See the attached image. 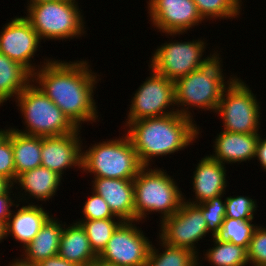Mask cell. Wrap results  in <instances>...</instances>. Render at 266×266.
I'll use <instances>...</instances> for the list:
<instances>
[{"label":"cell","mask_w":266,"mask_h":266,"mask_svg":"<svg viewBox=\"0 0 266 266\" xmlns=\"http://www.w3.org/2000/svg\"><path fill=\"white\" fill-rule=\"evenodd\" d=\"M205 43L201 40L189 42H171L160 46L151 58L150 68L156 73L176 82L205 66L217 54L201 59Z\"/></svg>","instance_id":"9c48e42d"},{"label":"cell","mask_w":266,"mask_h":266,"mask_svg":"<svg viewBox=\"0 0 266 266\" xmlns=\"http://www.w3.org/2000/svg\"><path fill=\"white\" fill-rule=\"evenodd\" d=\"M247 258L253 266H266V228L256 227L249 242Z\"/></svg>","instance_id":"1f68e13d"},{"label":"cell","mask_w":266,"mask_h":266,"mask_svg":"<svg viewBox=\"0 0 266 266\" xmlns=\"http://www.w3.org/2000/svg\"><path fill=\"white\" fill-rule=\"evenodd\" d=\"M133 184L136 222L146 218V212L150 211L161 212L163 221L178 211L185 200L175 181L164 170L143 166Z\"/></svg>","instance_id":"277c9868"},{"label":"cell","mask_w":266,"mask_h":266,"mask_svg":"<svg viewBox=\"0 0 266 266\" xmlns=\"http://www.w3.org/2000/svg\"><path fill=\"white\" fill-rule=\"evenodd\" d=\"M251 223L252 220L225 218L220 233L216 237L222 241H227L248 249L249 242L257 227Z\"/></svg>","instance_id":"83f0119b"},{"label":"cell","mask_w":266,"mask_h":266,"mask_svg":"<svg viewBox=\"0 0 266 266\" xmlns=\"http://www.w3.org/2000/svg\"><path fill=\"white\" fill-rule=\"evenodd\" d=\"M9 191L0 195V222L7 223L12 211L9 209L13 204Z\"/></svg>","instance_id":"e575fe53"},{"label":"cell","mask_w":266,"mask_h":266,"mask_svg":"<svg viewBox=\"0 0 266 266\" xmlns=\"http://www.w3.org/2000/svg\"><path fill=\"white\" fill-rule=\"evenodd\" d=\"M83 214L85 216V219L83 220H99L113 217L114 219L116 218L107 202L94 191L92 192V196L88 198L84 204Z\"/></svg>","instance_id":"d6a6232c"},{"label":"cell","mask_w":266,"mask_h":266,"mask_svg":"<svg viewBox=\"0 0 266 266\" xmlns=\"http://www.w3.org/2000/svg\"><path fill=\"white\" fill-rule=\"evenodd\" d=\"M79 132L78 128L74 133L62 136H41V166L60 176H62L63 170L74 165L82 168V145L77 137Z\"/></svg>","instance_id":"9a60e30c"},{"label":"cell","mask_w":266,"mask_h":266,"mask_svg":"<svg viewBox=\"0 0 266 266\" xmlns=\"http://www.w3.org/2000/svg\"><path fill=\"white\" fill-rule=\"evenodd\" d=\"M160 229L159 238L163 242L190 249L193 253L197 252L194 245L208 233L202 211L195 204L185 201L182 202L178 211L161 221Z\"/></svg>","instance_id":"7c38bea8"},{"label":"cell","mask_w":266,"mask_h":266,"mask_svg":"<svg viewBox=\"0 0 266 266\" xmlns=\"http://www.w3.org/2000/svg\"><path fill=\"white\" fill-rule=\"evenodd\" d=\"M219 60V54H217L205 66L174 82L175 104L188 106L185 109H176L180 115L191 118V113L186 110L189 106L217 110L226 88Z\"/></svg>","instance_id":"3957f363"},{"label":"cell","mask_w":266,"mask_h":266,"mask_svg":"<svg viewBox=\"0 0 266 266\" xmlns=\"http://www.w3.org/2000/svg\"><path fill=\"white\" fill-rule=\"evenodd\" d=\"M10 129L0 130V143L8 136Z\"/></svg>","instance_id":"b9f144b4"},{"label":"cell","mask_w":266,"mask_h":266,"mask_svg":"<svg viewBox=\"0 0 266 266\" xmlns=\"http://www.w3.org/2000/svg\"><path fill=\"white\" fill-rule=\"evenodd\" d=\"M258 133L220 132L215 139V154L210 157L223 165L227 163L242 162L255 158Z\"/></svg>","instance_id":"e0dca14e"},{"label":"cell","mask_w":266,"mask_h":266,"mask_svg":"<svg viewBox=\"0 0 266 266\" xmlns=\"http://www.w3.org/2000/svg\"><path fill=\"white\" fill-rule=\"evenodd\" d=\"M61 177L58 173L39 166L20 174L15 183L19 182L18 184L25 190V193L29 192L31 197L46 201L55 195Z\"/></svg>","instance_id":"603a6c76"},{"label":"cell","mask_w":266,"mask_h":266,"mask_svg":"<svg viewBox=\"0 0 266 266\" xmlns=\"http://www.w3.org/2000/svg\"><path fill=\"white\" fill-rule=\"evenodd\" d=\"M32 74L0 52V104L17 97L31 82Z\"/></svg>","instance_id":"cb8c5ba5"},{"label":"cell","mask_w":266,"mask_h":266,"mask_svg":"<svg viewBox=\"0 0 266 266\" xmlns=\"http://www.w3.org/2000/svg\"><path fill=\"white\" fill-rule=\"evenodd\" d=\"M61 226L63 225L50 217L34 239L24 247L25 259L37 265L49 257L58 255L64 228Z\"/></svg>","instance_id":"44dd1931"},{"label":"cell","mask_w":266,"mask_h":266,"mask_svg":"<svg viewBox=\"0 0 266 266\" xmlns=\"http://www.w3.org/2000/svg\"><path fill=\"white\" fill-rule=\"evenodd\" d=\"M255 157L259 159L261 166L266 170V139L262 140L261 136H259Z\"/></svg>","instance_id":"8d00e7d4"},{"label":"cell","mask_w":266,"mask_h":266,"mask_svg":"<svg viewBox=\"0 0 266 266\" xmlns=\"http://www.w3.org/2000/svg\"><path fill=\"white\" fill-rule=\"evenodd\" d=\"M87 64L86 61L63 63L48 60L40 70L32 74V82L36 80L39 83L41 91L77 128L80 123L94 122L98 117L92 95L97 77Z\"/></svg>","instance_id":"6da1fadb"},{"label":"cell","mask_w":266,"mask_h":266,"mask_svg":"<svg viewBox=\"0 0 266 266\" xmlns=\"http://www.w3.org/2000/svg\"><path fill=\"white\" fill-rule=\"evenodd\" d=\"M44 210L41 206L31 204L22 206L13 216L10 215L6 223V236L11 234L25 247L50 218L49 213Z\"/></svg>","instance_id":"ffe728a7"},{"label":"cell","mask_w":266,"mask_h":266,"mask_svg":"<svg viewBox=\"0 0 266 266\" xmlns=\"http://www.w3.org/2000/svg\"><path fill=\"white\" fill-rule=\"evenodd\" d=\"M58 255L79 266H92L98 258L91 248L84 228L77 221L63 229Z\"/></svg>","instance_id":"d6986e66"},{"label":"cell","mask_w":266,"mask_h":266,"mask_svg":"<svg viewBox=\"0 0 266 266\" xmlns=\"http://www.w3.org/2000/svg\"><path fill=\"white\" fill-rule=\"evenodd\" d=\"M26 127L23 134L50 137L74 133L78 128L39 87L28 84L16 97Z\"/></svg>","instance_id":"8992f818"},{"label":"cell","mask_w":266,"mask_h":266,"mask_svg":"<svg viewBox=\"0 0 266 266\" xmlns=\"http://www.w3.org/2000/svg\"><path fill=\"white\" fill-rule=\"evenodd\" d=\"M152 75L137 90L129 107V123L145 118L160 117L177 111L167 110L175 106L174 82L152 70Z\"/></svg>","instance_id":"8fae6325"},{"label":"cell","mask_w":266,"mask_h":266,"mask_svg":"<svg viewBox=\"0 0 266 266\" xmlns=\"http://www.w3.org/2000/svg\"><path fill=\"white\" fill-rule=\"evenodd\" d=\"M227 82L228 88H225L215 111L219 112L223 119L224 131L258 133L260 107L256 96L239 78L230 77Z\"/></svg>","instance_id":"ba28073f"},{"label":"cell","mask_w":266,"mask_h":266,"mask_svg":"<svg viewBox=\"0 0 266 266\" xmlns=\"http://www.w3.org/2000/svg\"><path fill=\"white\" fill-rule=\"evenodd\" d=\"M50 1H58V0H30V3L28 5H35V4H40L44 2H50Z\"/></svg>","instance_id":"7bdbcfd3"},{"label":"cell","mask_w":266,"mask_h":266,"mask_svg":"<svg viewBox=\"0 0 266 266\" xmlns=\"http://www.w3.org/2000/svg\"><path fill=\"white\" fill-rule=\"evenodd\" d=\"M12 264L10 266H37L36 264L26 260V259H22L19 260L17 259L16 261L14 260V263L11 262Z\"/></svg>","instance_id":"f35d334b"},{"label":"cell","mask_w":266,"mask_h":266,"mask_svg":"<svg viewBox=\"0 0 266 266\" xmlns=\"http://www.w3.org/2000/svg\"><path fill=\"white\" fill-rule=\"evenodd\" d=\"M221 196L213 197L212 199L197 204L196 206L202 211V215L206 220L207 230L216 237L220 233L222 223L225 219L226 204L222 202Z\"/></svg>","instance_id":"f546056e"},{"label":"cell","mask_w":266,"mask_h":266,"mask_svg":"<svg viewBox=\"0 0 266 266\" xmlns=\"http://www.w3.org/2000/svg\"><path fill=\"white\" fill-rule=\"evenodd\" d=\"M256 202L249 197L236 196L225 199L226 213L225 218L237 220H253Z\"/></svg>","instance_id":"4dcf8cb0"},{"label":"cell","mask_w":266,"mask_h":266,"mask_svg":"<svg viewBox=\"0 0 266 266\" xmlns=\"http://www.w3.org/2000/svg\"><path fill=\"white\" fill-rule=\"evenodd\" d=\"M142 167L127 135L99 142L82 155V170L93 173L94 177L134 180Z\"/></svg>","instance_id":"5b68a950"},{"label":"cell","mask_w":266,"mask_h":266,"mask_svg":"<svg viewBox=\"0 0 266 266\" xmlns=\"http://www.w3.org/2000/svg\"><path fill=\"white\" fill-rule=\"evenodd\" d=\"M148 4L153 25L171 36L184 33L203 21L193 0H149Z\"/></svg>","instance_id":"4fadbf2b"},{"label":"cell","mask_w":266,"mask_h":266,"mask_svg":"<svg viewBox=\"0 0 266 266\" xmlns=\"http://www.w3.org/2000/svg\"><path fill=\"white\" fill-rule=\"evenodd\" d=\"M0 175L12 183L16 181L12 141L8 136L0 143Z\"/></svg>","instance_id":"836d02e7"},{"label":"cell","mask_w":266,"mask_h":266,"mask_svg":"<svg viewBox=\"0 0 266 266\" xmlns=\"http://www.w3.org/2000/svg\"><path fill=\"white\" fill-rule=\"evenodd\" d=\"M37 266H79V265L69 262L64 258L60 257L59 255H55L41 261L40 263L37 264Z\"/></svg>","instance_id":"d590c367"},{"label":"cell","mask_w":266,"mask_h":266,"mask_svg":"<svg viewBox=\"0 0 266 266\" xmlns=\"http://www.w3.org/2000/svg\"><path fill=\"white\" fill-rule=\"evenodd\" d=\"M132 221H123L98 258L117 266H145L151 242Z\"/></svg>","instance_id":"30bf717a"},{"label":"cell","mask_w":266,"mask_h":266,"mask_svg":"<svg viewBox=\"0 0 266 266\" xmlns=\"http://www.w3.org/2000/svg\"><path fill=\"white\" fill-rule=\"evenodd\" d=\"M13 186L14 185L10 180L0 175V195L7 193Z\"/></svg>","instance_id":"74e56055"},{"label":"cell","mask_w":266,"mask_h":266,"mask_svg":"<svg viewBox=\"0 0 266 266\" xmlns=\"http://www.w3.org/2000/svg\"><path fill=\"white\" fill-rule=\"evenodd\" d=\"M165 251L158 255L156 249L151 245L145 266H198L197 253L190 249L180 248L166 244L161 240ZM197 258V259H196Z\"/></svg>","instance_id":"d4e9b609"},{"label":"cell","mask_w":266,"mask_h":266,"mask_svg":"<svg viewBox=\"0 0 266 266\" xmlns=\"http://www.w3.org/2000/svg\"><path fill=\"white\" fill-rule=\"evenodd\" d=\"M122 222L121 219L116 222L113 218L78 221L84 228L91 248L97 255L103 251L112 234Z\"/></svg>","instance_id":"4316f807"},{"label":"cell","mask_w":266,"mask_h":266,"mask_svg":"<svg viewBox=\"0 0 266 266\" xmlns=\"http://www.w3.org/2000/svg\"><path fill=\"white\" fill-rule=\"evenodd\" d=\"M94 192L108 204L112 213L122 221H135L133 180L94 177Z\"/></svg>","instance_id":"2e32d148"},{"label":"cell","mask_w":266,"mask_h":266,"mask_svg":"<svg viewBox=\"0 0 266 266\" xmlns=\"http://www.w3.org/2000/svg\"><path fill=\"white\" fill-rule=\"evenodd\" d=\"M6 238V223L0 222V241Z\"/></svg>","instance_id":"60d3db41"},{"label":"cell","mask_w":266,"mask_h":266,"mask_svg":"<svg viewBox=\"0 0 266 266\" xmlns=\"http://www.w3.org/2000/svg\"><path fill=\"white\" fill-rule=\"evenodd\" d=\"M12 129L8 137L12 141L17 179L20 174L41 166V136L23 134Z\"/></svg>","instance_id":"7402d4cb"},{"label":"cell","mask_w":266,"mask_h":266,"mask_svg":"<svg viewBox=\"0 0 266 266\" xmlns=\"http://www.w3.org/2000/svg\"><path fill=\"white\" fill-rule=\"evenodd\" d=\"M75 0H58L28 5L24 18L41 39H68L84 33V22Z\"/></svg>","instance_id":"52a82bcc"},{"label":"cell","mask_w":266,"mask_h":266,"mask_svg":"<svg viewBox=\"0 0 266 266\" xmlns=\"http://www.w3.org/2000/svg\"><path fill=\"white\" fill-rule=\"evenodd\" d=\"M92 266H117L112 263H108L106 261H103L99 258L96 259V261L92 264Z\"/></svg>","instance_id":"ab89813d"},{"label":"cell","mask_w":266,"mask_h":266,"mask_svg":"<svg viewBox=\"0 0 266 266\" xmlns=\"http://www.w3.org/2000/svg\"><path fill=\"white\" fill-rule=\"evenodd\" d=\"M214 247L206 252L205 257L214 266H245L247 265V249L222 241L217 237H213Z\"/></svg>","instance_id":"484cf974"},{"label":"cell","mask_w":266,"mask_h":266,"mask_svg":"<svg viewBox=\"0 0 266 266\" xmlns=\"http://www.w3.org/2000/svg\"><path fill=\"white\" fill-rule=\"evenodd\" d=\"M0 33V52L33 74L37 69L30 59L37 51L40 38L31 24L24 17H17Z\"/></svg>","instance_id":"5bb4252c"},{"label":"cell","mask_w":266,"mask_h":266,"mask_svg":"<svg viewBox=\"0 0 266 266\" xmlns=\"http://www.w3.org/2000/svg\"><path fill=\"white\" fill-rule=\"evenodd\" d=\"M224 166L210 156L202 158L193 176V189L196 201H187V203L197 205L222 195L227 186Z\"/></svg>","instance_id":"ac0fdd59"},{"label":"cell","mask_w":266,"mask_h":266,"mask_svg":"<svg viewBox=\"0 0 266 266\" xmlns=\"http://www.w3.org/2000/svg\"><path fill=\"white\" fill-rule=\"evenodd\" d=\"M203 19L232 18L240 13V0H193Z\"/></svg>","instance_id":"f1b7e54d"},{"label":"cell","mask_w":266,"mask_h":266,"mask_svg":"<svg viewBox=\"0 0 266 266\" xmlns=\"http://www.w3.org/2000/svg\"><path fill=\"white\" fill-rule=\"evenodd\" d=\"M192 121L176 112L129 123L127 136L140 163L147 167L152 157L171 154L190 145L199 134Z\"/></svg>","instance_id":"7a4b0ae2"}]
</instances>
